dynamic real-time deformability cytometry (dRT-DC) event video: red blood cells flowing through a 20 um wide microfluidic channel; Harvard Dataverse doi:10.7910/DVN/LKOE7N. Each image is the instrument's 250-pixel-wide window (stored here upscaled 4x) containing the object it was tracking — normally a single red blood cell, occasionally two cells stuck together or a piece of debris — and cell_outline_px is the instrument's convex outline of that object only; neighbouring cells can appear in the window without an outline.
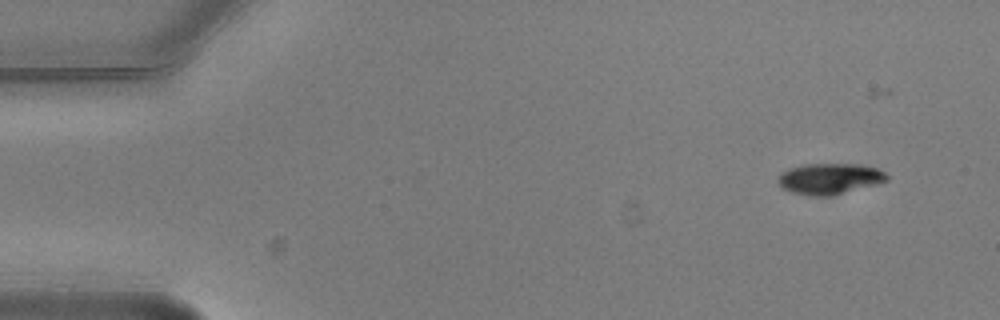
{"species": "common noctule bat (a hibernating species)", "species_latin": "Nyctalus noctula", "temperature_condition": "warm", "stored_images_in_passage": 5, "camera_frame_rate_fps": 3000, "um_per_image_px": 0.085, "animal": {"sex": "male", "body_mass_g": 20.5, "forearm_length_mm": 52.5}, "frame": {"image": 1, "passage_image": 1, "time_ms": 0.0, "image_size_px": [1000, 320], "cell_outline_px": [[888, 180], [876, 184], [832, 196], [816, 196], [792, 192], [784, 188], [776, 180], [780, 172], [788, 168], [804, 164], [860, 164], [876, 168], [884, 172], [888, 176]], "centroid_in_image_um": [70.5, 15.18], "position_along_channel_um": 14.5, "area_um2": 19.59}}
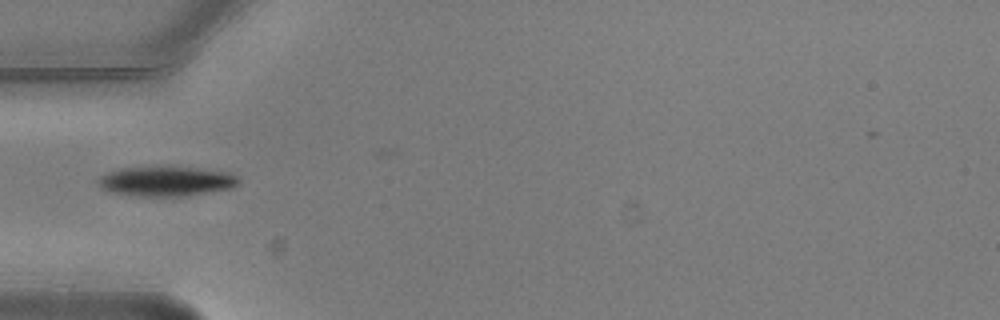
{"frame": {"image": 2, "passage_image": 5, "time_ms": 1.333, "image_size_px": [1000, 320], "cell_outline_px": [[240, 184], [232, 188], [188, 196], [140, 196], [108, 192], [96, 184], [100, 176], [108, 172], [120, 168], [196, 168], [232, 172], [240, 180]], "centroid_in_image_um": [14.16, 15.43], "position_along_channel_um": 70.8, "area_um2": 24.28}}